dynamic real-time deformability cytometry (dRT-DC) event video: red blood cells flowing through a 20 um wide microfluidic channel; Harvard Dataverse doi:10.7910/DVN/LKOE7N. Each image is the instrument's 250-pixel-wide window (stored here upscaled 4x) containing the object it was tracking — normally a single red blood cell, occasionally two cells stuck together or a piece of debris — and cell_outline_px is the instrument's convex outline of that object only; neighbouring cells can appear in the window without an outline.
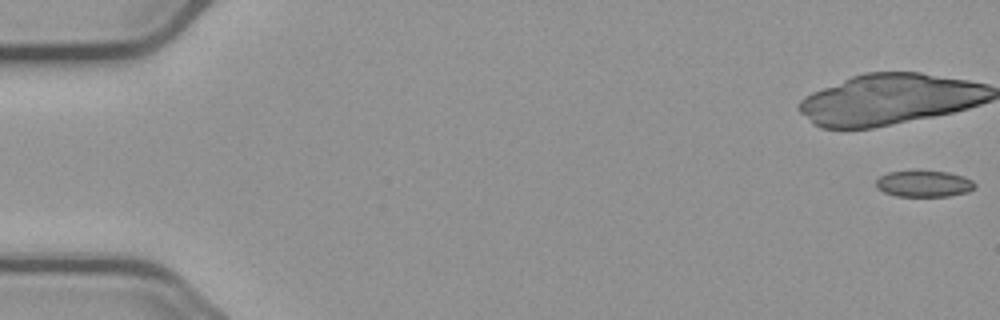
{"species": "common noctule bat (a hibernating species)", "species_latin": "Nyctalus noctula", "temperature_condition": "cold", "stored_images_in_passage": 16, "camera_frame_rate_fps": 3000, "um_per_image_px": 0.085, "animal": {"sex": "male", "body_mass_g": 23.1, "forearm_length_mm": 52.7}, "frame": {"image": 1, "passage_image": 1, "time_ms": 0.0, "image_size_px": [1000, 320], "cell_outline_px": [[976, 188], [968, 192], [948, 196], [896, 196], [884, 192], [876, 188], [876, 180], [880, 176], [888, 172], [948, 172], [964, 176], [972, 180], [976, 184]], "centroid_in_image_um": [78.56, 15.64], "position_along_channel_um": 6.4, "area_um2": 15.03}}